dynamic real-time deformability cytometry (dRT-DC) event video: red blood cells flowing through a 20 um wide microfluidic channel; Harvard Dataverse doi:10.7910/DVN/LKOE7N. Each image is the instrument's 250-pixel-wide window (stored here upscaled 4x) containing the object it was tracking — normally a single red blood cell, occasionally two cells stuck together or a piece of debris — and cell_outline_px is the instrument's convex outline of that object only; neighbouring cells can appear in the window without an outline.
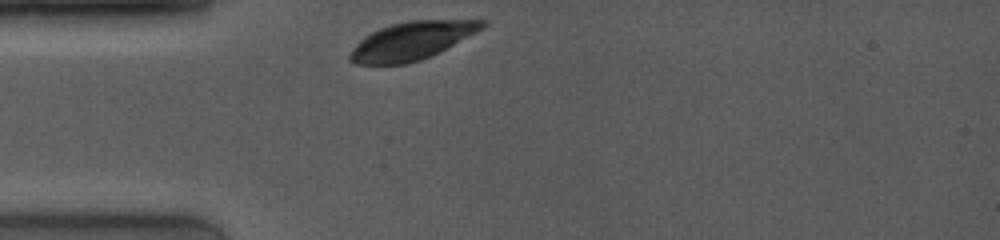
{"species": "common noctule bat (a hibernating species)", "species_latin": "Nyctalus noctula", "temperature_condition": "room temperature", "stored_images_in_passage": 40, "camera_frame_rate_fps": 4000, "um_per_image_px": 0.085, "animal": {"sex": "female", "body_mass_g": 19.0, "forearm_length_mm": 53.3}, "frame": {"image": 1, "passage_image": 1, "time_ms": 0.0, "image_size_px": [1000, 240], "cell_outline_px": [[488, 24], [476, 32], [440, 52], [432, 56], [408, 64], [356, 64], [348, 60], [348, 56], [356, 44], [364, 36], [380, 28], [392, 24], [408, 20], [488, 20]], "centroid_in_image_um": [35.0, 3.47], "position_along_channel_um": 50.0, "area_um2": 29.25}}
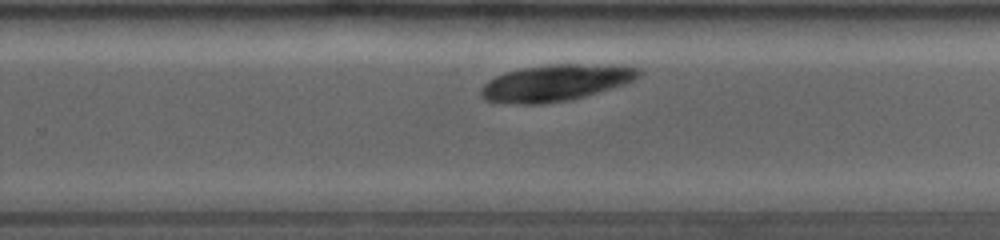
{"frame": {"image": 2, "passage_image": 26, "time_ms": 6.25, "image_size_px": [1000, 240], "cell_outline_px": [[644, 72], [640, 76], [624, 84], [572, 100], [540, 104], [520, 104], [484, 100], [480, 96], [480, 92], [484, 84], [488, 80], [504, 72], [520, 68], [548, 64], [624, 64], [640, 68]], "centroid_in_image_um": [47.27, 7.02], "position_along_channel_um": 282.5, "area_um2": 33.99}}
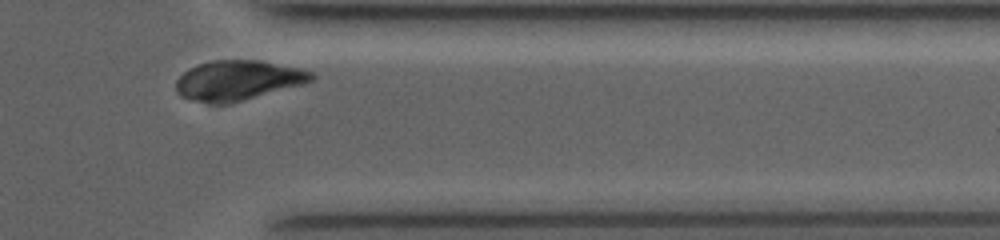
{"frame": {"image": 3, "passage_image": 37, "time_ms": 9.0, "image_size_px": [1000, 240], "cell_outline_px": [[316, 76], [312, 80], [300, 84], [228, 104], [208, 104], [192, 100], [180, 96], [176, 92], [176, 80], [188, 68], [212, 60], [260, 60], [300, 68], [316, 72]], "centroid_in_image_um": [20.19, 6.82], "position_along_channel_um": 391.2, "area_um2": 31.39}}